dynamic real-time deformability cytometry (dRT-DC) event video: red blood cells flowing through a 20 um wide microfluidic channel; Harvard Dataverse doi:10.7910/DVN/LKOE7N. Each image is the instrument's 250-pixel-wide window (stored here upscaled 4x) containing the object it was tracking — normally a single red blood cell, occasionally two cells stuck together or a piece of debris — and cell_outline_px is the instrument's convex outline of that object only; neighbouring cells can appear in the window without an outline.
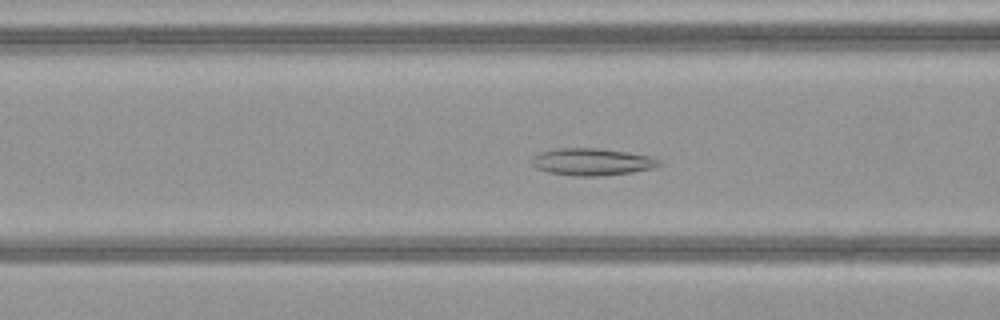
{"species": "common noctule bat (a hibernating species)", "species_latin": "Nyctalus noctula", "temperature_condition": "warm", "stored_images_in_passage": 51, "camera_frame_rate_fps": 3000, "um_per_image_px": 0.085, "animal": {"sex": "female", "body_mass_g": 21.9}, "frame": {"image": 1, "passage_image": 21, "time_ms": 6.667, "image_size_px": [1000, 320], "cell_outline_px": [[660, 164], [656, 168], [632, 172], [600, 176], [576, 176], [548, 172], [536, 168], [532, 164], [532, 156], [540, 152], [556, 148], [596, 148], [628, 152], [648, 156], [660, 160]], "centroid_in_image_um": [50.3, 13.76], "position_along_channel_um": 116.3, "area_um2": 20.11}}
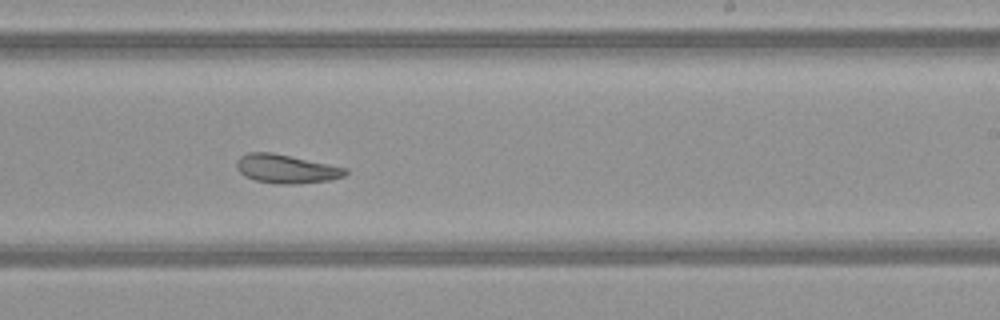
{"frame": {"image": 2, "passage_image": 32, "time_ms": 10.333, "image_size_px": [1000, 320], "cell_outline_px": [[348, 172], [344, 176], [332, 180], [296, 184], [276, 184], [256, 180], [244, 176], [236, 168], [236, 160], [240, 156], [248, 152], [272, 152], [348, 168]], "centroid_in_image_um": [24.32, 14.35], "position_along_channel_um": 264.7, "area_um2": 18.38}}
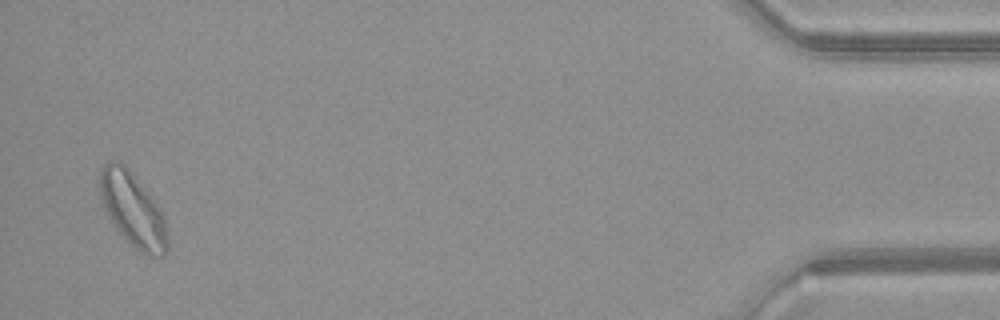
{"frame": {"image": 3, "passage_image": 50, "time_ms": 16.333, "image_size_px": [1000, 320], "cell_outline_px": [[168, 252], [164, 256], [152, 256], [140, 252], [116, 228], [104, 208], [100, 196], [100, 168], [104, 164], [112, 160], [120, 160], [128, 168], [160, 208], [164, 220], [168, 240]], "centroid_in_image_um": [11.29, 17.81], "position_along_channel_um": 423.9, "area_um2": 28.73}, "authors_computed_cell_mechanics": {"area_um2": 23.2934, "velocity_mm_per_s": 4.0434, "shape_relaxation_time_tau1_ms": null, "shape_relaxation_time_tau2_ms": 6.1947, "deformation_change_tau1": null, "deformation_change_tau2": 0.095}}